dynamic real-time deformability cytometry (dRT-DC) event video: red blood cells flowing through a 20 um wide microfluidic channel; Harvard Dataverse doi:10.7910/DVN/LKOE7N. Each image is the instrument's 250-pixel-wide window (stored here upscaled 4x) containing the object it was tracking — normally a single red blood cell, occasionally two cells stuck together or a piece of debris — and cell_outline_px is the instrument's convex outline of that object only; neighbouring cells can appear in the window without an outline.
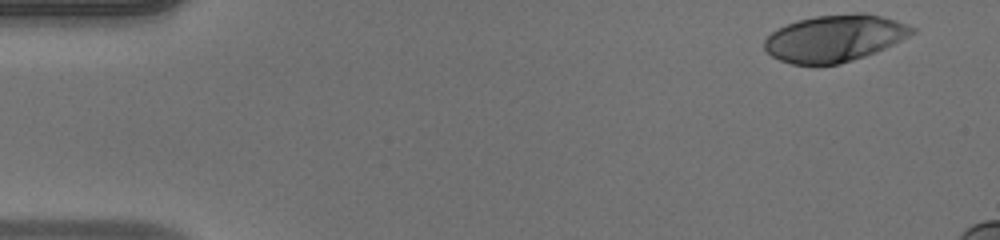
{"species": "human", "species_latin": "Homo sapiens", "temperature_condition": "warm", "stored_images_in_passage": 41, "camera_frame_rate_fps": 3000, "um_per_image_px": 0.085, "donor": {"sex": "male"}, "frame": {"image": 1, "passage_image": 1, "time_ms": 0.0, "image_size_px": [1000, 240], "cell_outline_px": [[916, 32], [876, 52], [840, 64], [792, 64], [780, 60], [772, 56], [764, 48], [764, 40], [772, 32], [796, 20], [816, 16], [856, 12], [864, 12], [896, 20], [908, 24], [916, 28]], "centroid_in_image_um": [70.96, 3.24], "position_along_channel_um": 14.0, "area_um2": 40.11}}
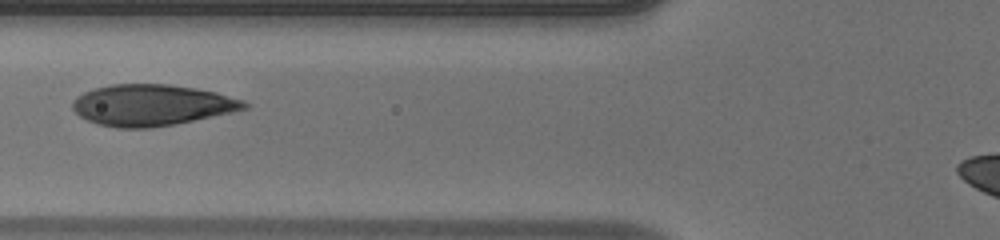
{"frame": {"image": 2, "passage_image": 17, "time_ms": 5.333, "image_size_px": [1000, 240], "cell_outline_px": [[248, 108], [232, 112], [172, 124], [148, 128], [116, 128], [96, 124], [80, 116], [72, 108], [72, 100], [76, 96], [84, 92], [96, 88], [112, 84], [168, 84], [196, 88], [216, 92], [244, 100], [248, 104]], "centroid_in_image_um": [12.87, 8.93], "position_along_channel_um": 112.9, "area_um2": 41.1}}
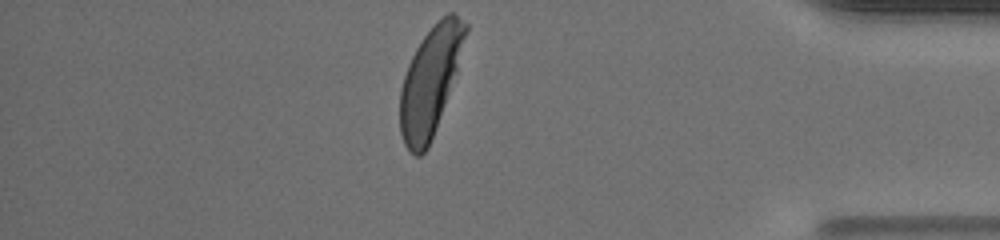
{"frame": {"image": 3, "passage_image": 40, "time_ms": 13.0, "image_size_px": [1000, 240], "cell_outline_px": [[468, 28], [456, 72], [428, 148], [420, 156], [416, 156], [404, 144], [400, 132], [400, 88], [408, 64], [416, 48], [424, 36], [448, 12], [452, 12], [468, 24]], "centroid_in_image_um": [36.55, 6.91], "position_along_channel_um": 398.7, "area_um2": 40.23}, "authors_computed_cell_mechanics": {"area_um2": 40.8646, "velocity_mm_per_s": 4.1677, "shape_relaxation_time_tau1_ms": 2.7883, "shape_relaxation_time_tau2_ms": null, "deformation_change_tau1": 0.1964, "deformation_change_tau2": null}}